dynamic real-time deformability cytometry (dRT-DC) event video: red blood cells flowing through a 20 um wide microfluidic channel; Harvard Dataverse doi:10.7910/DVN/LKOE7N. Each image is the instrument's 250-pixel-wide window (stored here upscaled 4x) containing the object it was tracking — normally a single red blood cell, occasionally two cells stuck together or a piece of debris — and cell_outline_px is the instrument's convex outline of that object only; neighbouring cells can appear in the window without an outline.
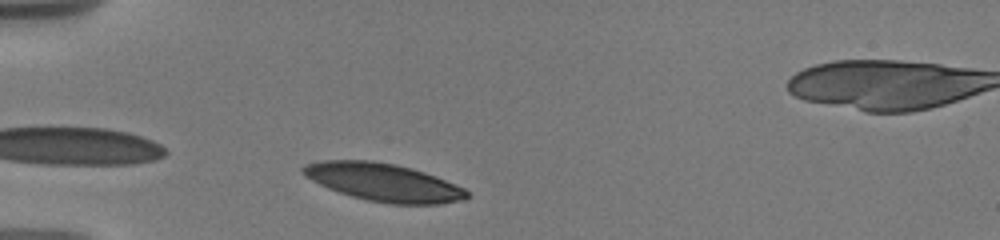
{"species": "human", "species_latin": "Homo sapiens", "temperature_condition": "warm", "stored_images_in_passage": 31, "camera_frame_rate_fps": 3000, "um_per_image_px": 0.085, "donor": {"sex": "male"}, "frame": {"image": 1, "passage_image": 2, "time_ms": 0.333, "image_size_px": [1000, 240], "cell_outline_px": [[468, 196], [464, 200], [440, 204], [392, 204], [368, 200], [352, 196], [328, 188], [312, 180], [300, 172], [300, 168], [304, 164], [320, 160], [372, 160], [396, 164], [412, 168], [436, 176], [464, 188], [468, 192]], "centroid_in_image_um": [32.58, 15.48], "position_along_channel_um": 52.4, "area_um2": 36.18}}
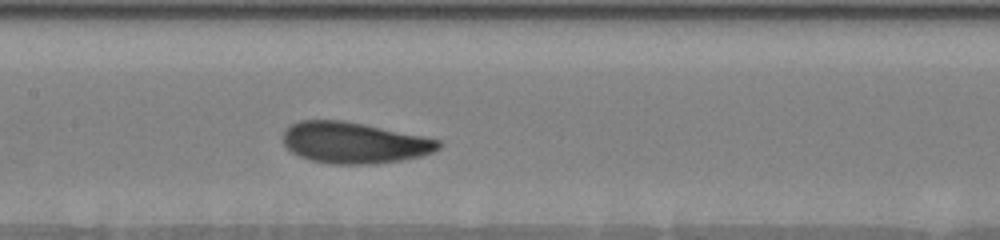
{"frame": {"image": 2, "passage_image": 12, "time_ms": 4.333, "image_size_px": [1000, 240], "cell_outline_px": [[444, 144], [440, 148], [432, 152], [420, 156], [400, 160], [376, 164], [332, 164], [308, 160], [292, 152], [284, 144], [284, 132], [292, 124], [300, 120], [344, 120], [424, 136], [440, 140]], "centroid_in_image_um": [30.12, 12.13], "position_along_channel_um": 177.3, "area_um2": 37.34}}
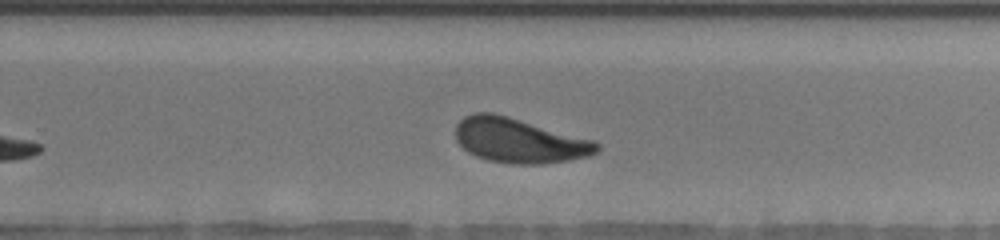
{"frame": {"image": 3, "passage_image": 21, "time_ms": 7.333, "image_size_px": [1000, 240], "cell_outline_px": [[600, 148], [596, 152], [588, 156], [572, 160], [544, 164], [512, 164], [488, 160], [476, 156], [468, 152], [456, 140], [456, 124], [464, 116], [476, 112], [492, 112], [508, 116], [596, 140], [600, 144]], "centroid_in_image_um": [44.16, 11.94], "position_along_channel_um": 285.6, "area_um2": 37.11}, "authors_computed_cell_mechanics": {"area_um2": 36.992, "velocity_mm_per_s": 3.6237, "shape_relaxation_time_tau1_ms": 2.426, "shape_relaxation_time_tau2_ms": 2.7501, "deformation_change_tau1": 0.1254, "deformation_change_tau2": 0.0903}}